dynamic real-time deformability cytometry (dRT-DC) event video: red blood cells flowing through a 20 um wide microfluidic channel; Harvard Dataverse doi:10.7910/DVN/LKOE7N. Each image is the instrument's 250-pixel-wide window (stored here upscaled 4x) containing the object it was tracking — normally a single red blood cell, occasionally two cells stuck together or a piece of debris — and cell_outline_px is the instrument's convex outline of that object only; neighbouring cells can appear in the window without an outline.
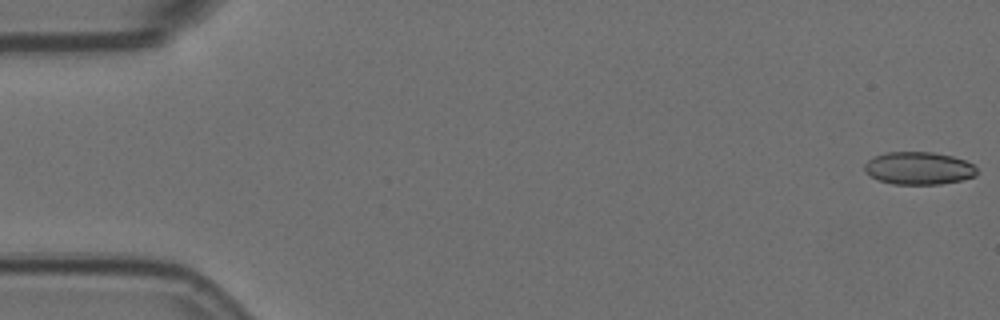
{"species": "Egyptian fruit bat (a non-hibernating species)", "species_latin": "Rousettus aegyptiacus", "temperature_condition": "room temperature", "stored_images_in_passage": 58, "segment_of_instrument_passage": [1, 2], "camera_frame_rate_fps": 3000, "um_per_image_px": 0.085, "animal": {"sex": "female"}, "frame": {"image": 1, "passage_image": 1, "time_ms": 0.0, "image_size_px": [1000, 320], "cell_outline_px": [[976, 176], [960, 180], [940, 184], [892, 184], [880, 180], [872, 176], [864, 168], [864, 164], [872, 156], [888, 152], [932, 152], [952, 156], [964, 160], [972, 164], [976, 168]], "centroid_in_image_um": [78.09, 14.29], "position_along_channel_um": 6.9, "area_um2": 21.21}}
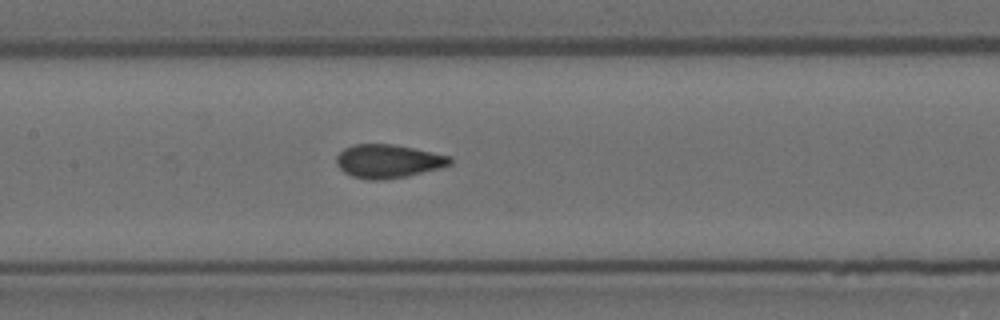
{"frame": {"image": 2, "passage_image": 27, "time_ms": 8.667, "image_size_px": [1000, 320], "cell_outline_px": [[452, 164], [440, 168], [404, 176], [384, 180], [368, 180], [352, 176], [344, 172], [336, 164], [336, 156], [344, 148], [352, 144], [392, 144], [452, 156]], "centroid_in_image_um": [32.97, 13.7], "position_along_channel_um": 174.4, "area_um2": 22.14}}
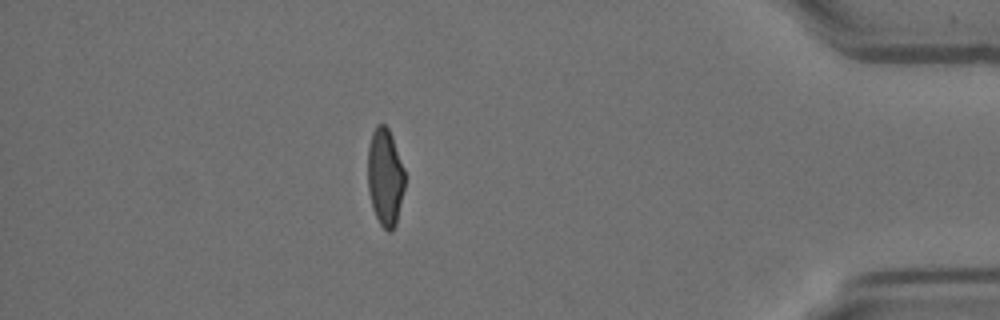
{"frame": {"image": 3, "passage_image": 50, "time_ms": 16.333, "image_size_px": [1000, 320], "cell_outline_px": [[404, 188], [396, 224], [392, 232], [388, 232], [380, 224], [372, 208], [368, 188], [368, 148], [372, 132], [376, 124], [384, 124], [388, 128], [392, 136], [404, 168]], "centroid_in_image_um": [32.73, 15.05], "position_along_channel_um": 402.5, "area_um2": 21.04}}